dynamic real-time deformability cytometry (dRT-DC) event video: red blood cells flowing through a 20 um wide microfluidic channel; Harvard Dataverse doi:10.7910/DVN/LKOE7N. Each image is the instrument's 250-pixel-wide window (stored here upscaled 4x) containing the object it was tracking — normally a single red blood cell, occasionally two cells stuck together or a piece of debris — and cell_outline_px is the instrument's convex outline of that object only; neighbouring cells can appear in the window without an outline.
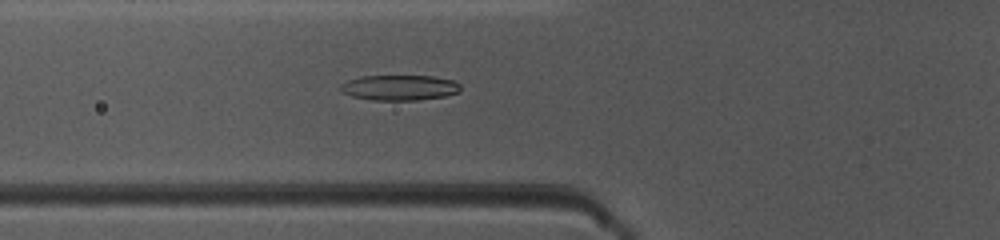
{"species": "common noctule bat (a hibernating species)", "species_latin": "Nyctalus noctula", "temperature_condition": "warm", "stored_images_in_passage": 37, "camera_frame_rate_fps": 3000, "um_per_image_px": 0.085, "animal": {"sex": "female", "body_mass_g": 10.0, "forearm_length_mm": 53.1}, "frame": {"image": 1, "passage_image": 6, "time_ms": 1.667, "image_size_px": [1000, 240], "cell_outline_px": [[460, 92], [444, 96], [416, 100], [372, 100], [352, 96], [340, 92], [340, 84], [348, 80], [364, 76], [432, 76], [452, 80], [460, 84]], "centroid_in_image_um": [33.94, 7.45], "position_along_channel_um": 91.9, "area_um2": 17.69}}
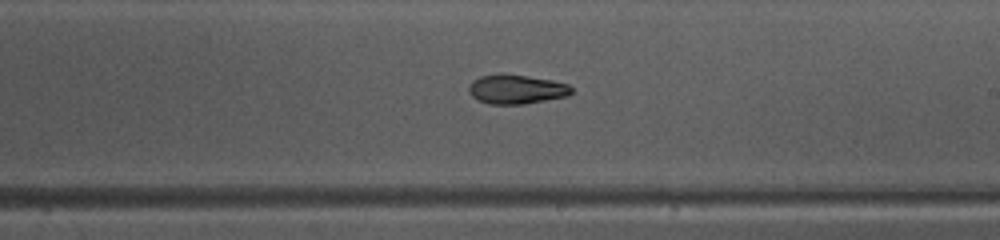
{"frame": {"image": 2, "passage_image": 17, "time_ms": 5.333, "image_size_px": [1000, 240], "cell_outline_px": [[572, 92], [568, 96], [524, 104], [492, 104], [476, 100], [468, 92], [468, 88], [472, 80], [480, 76], [504, 72], [552, 80], [568, 84], [572, 88]], "centroid_in_image_um": [43.86, 7.57], "position_along_channel_um": 245.1, "area_um2": 17.8}}
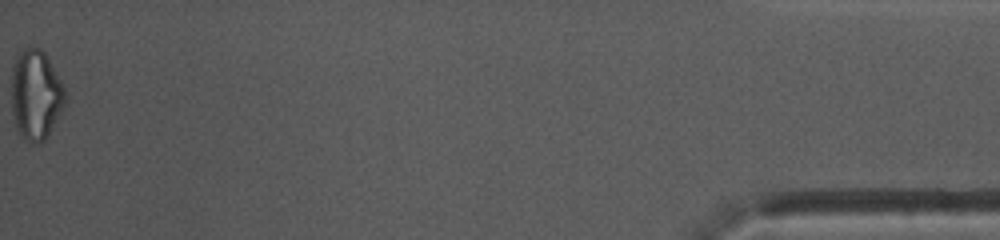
{"frame": {"image": 3, "passage_image": 37, "time_ms": 12.0, "image_size_px": [1000, 240], "cell_outline_px": [[68, 96], [64, 108], [44, 140], [32, 144], [24, 140], [16, 128], [12, 116], [12, 68], [16, 56], [24, 48], [40, 48], [44, 52], [64, 84]], "centroid_in_image_um": [3.06, 8.07], "position_along_channel_um": 432.1, "area_um2": 28.44}}